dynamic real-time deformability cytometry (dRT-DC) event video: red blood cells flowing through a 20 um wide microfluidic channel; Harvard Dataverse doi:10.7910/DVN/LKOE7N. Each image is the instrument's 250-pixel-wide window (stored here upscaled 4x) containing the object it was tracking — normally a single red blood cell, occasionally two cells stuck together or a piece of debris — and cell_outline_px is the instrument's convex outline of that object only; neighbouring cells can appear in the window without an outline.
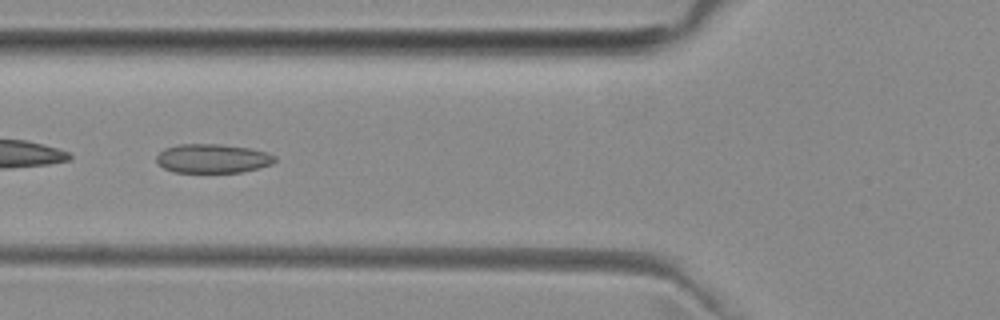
{"species": "common noctule bat (a hibernating species)", "species_latin": "Nyctalus noctula", "temperature_condition": "room temperature", "stored_images_in_passage": 7, "camera_frame_rate_fps": 3000, "um_per_image_px": 0.085, "animal": {"sex": "female", "body_mass_g": 29.2, "forearm_length_mm": 56.3}, "frame": {"image": 1, "passage_image": 5, "time_ms": 5.333, "image_size_px": [1000, 320], "cell_outline_px": [[276, 160], [272, 164], [240, 172], [172, 172], [164, 168], [156, 160], [156, 156], [164, 148], [180, 144], [220, 144], [248, 148], [268, 152], [276, 156]], "centroid_in_image_um": [18.07, 13.46], "position_along_channel_um": 107.7, "area_um2": 19.94}}
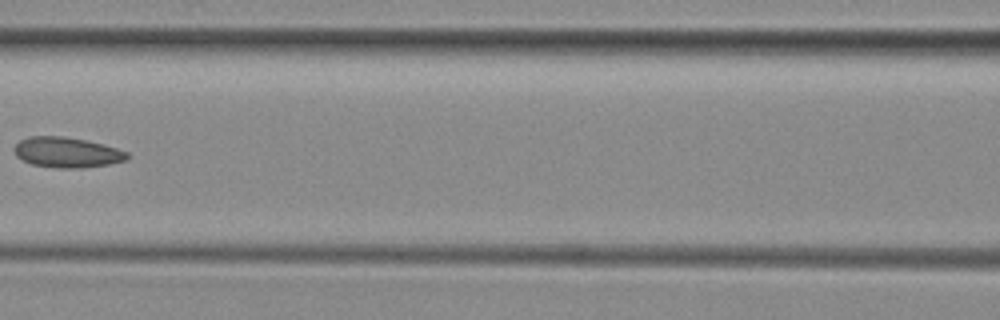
{"frame": {"image": 2, "passage_image": 6, "time_ms": 6.667, "image_size_px": [1000, 320], "cell_outline_px": [[128, 160], [108, 164], [80, 168], [60, 168], [32, 164], [16, 156], [16, 144], [20, 140], [28, 136], [64, 136], [104, 144], [128, 152]], "centroid_in_image_um": [5.71, 12.95], "position_along_channel_um": 160.9, "area_um2": 19.77}}
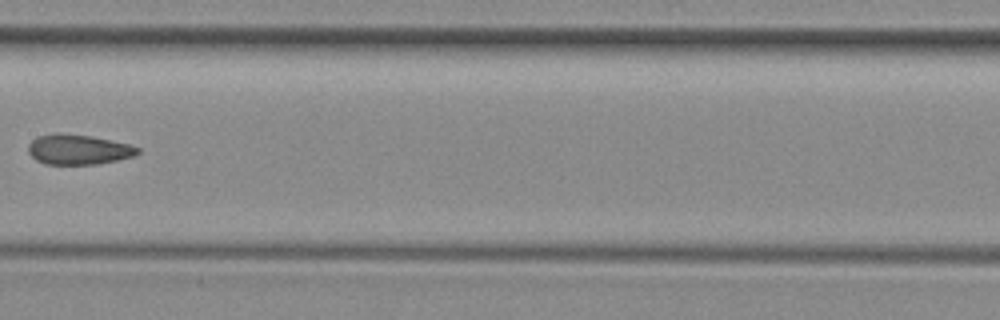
{"frame": {"image": 3, "passage_image": 7, "time_ms": 7.667, "image_size_px": [1000, 320], "cell_outline_px": [[140, 152], [132, 156], [116, 160], [96, 164], [44, 164], [36, 160], [28, 152], [28, 144], [32, 140], [40, 136], [56, 132], [60, 132], [92, 136], [128, 144], [140, 148]], "centroid_in_image_um": [6.63, 12.7], "position_along_channel_um": 200.8, "area_um2": 19.13}}